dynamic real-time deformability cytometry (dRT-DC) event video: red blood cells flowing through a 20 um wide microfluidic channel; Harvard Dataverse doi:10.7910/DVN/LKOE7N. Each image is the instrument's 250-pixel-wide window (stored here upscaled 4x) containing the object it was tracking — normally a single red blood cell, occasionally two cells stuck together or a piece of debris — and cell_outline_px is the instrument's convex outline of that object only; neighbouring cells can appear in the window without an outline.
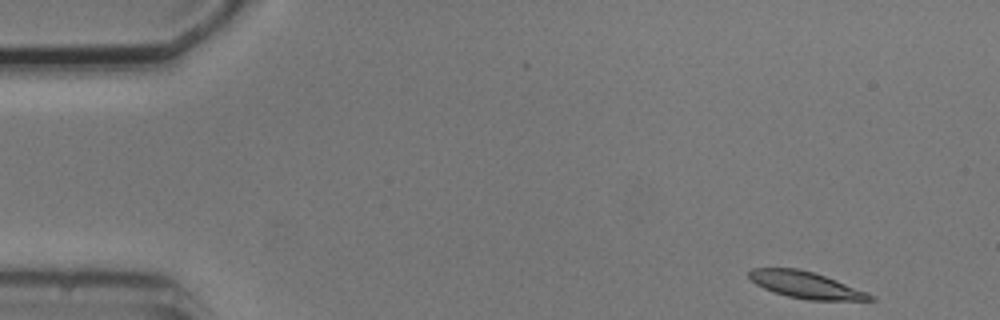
{"species": "common noctule bat (a hibernating species)", "species_latin": "Nyctalus noctula", "temperature_condition": "cold", "stored_images_in_passage": 7, "camera_frame_rate_fps": 3000, "um_per_image_px": 0.085, "animal": {"sex": "male", "body_mass_g": 20.5, "forearm_length_mm": 52.5}, "frame": {"image": 1, "passage_image": 1, "time_ms": 0.0, "image_size_px": [1000, 320], "cell_outline_px": [[876, 300], [808, 300], [788, 296], [764, 288], [756, 284], [748, 276], [748, 272], [752, 268], [796, 268], [812, 272], [836, 280], [868, 292], [876, 296]], "centroid_in_image_um": [68.52, 24.22], "position_along_channel_um": 16.5, "area_um2": 18.61}}
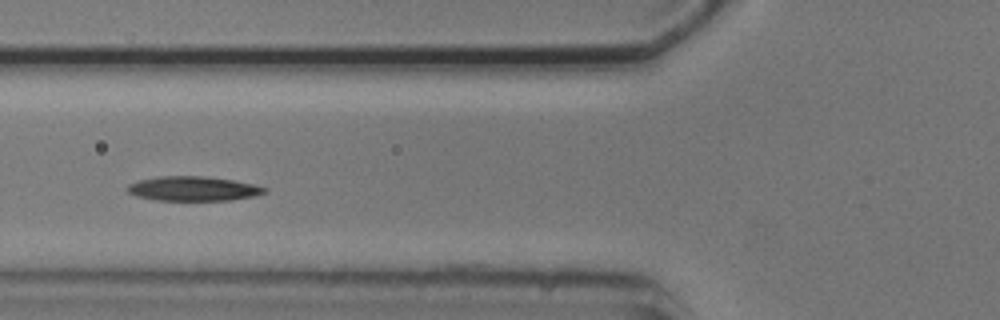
{"frame": {"image": 2, "passage_image": 5, "time_ms": 5.333, "image_size_px": [1000, 320], "cell_outline_px": [[268, 192], [252, 196], [228, 200], [156, 200], [136, 196], [128, 192], [124, 188], [128, 184], [140, 180], [160, 176], [204, 176], [232, 180], [256, 184], [268, 188]], "centroid_in_image_um": [16.42, 16.03], "position_along_channel_um": 109.4, "area_um2": 19.59}}
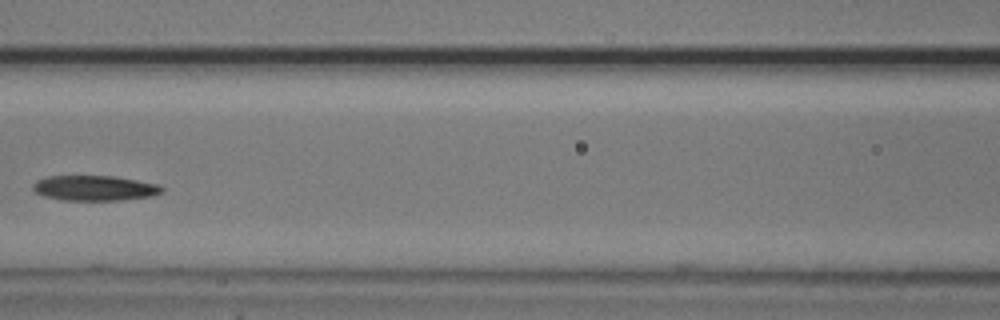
{"frame": {"image": 3, "passage_image": 6, "time_ms": 6.667, "image_size_px": [1000, 320], "cell_outline_px": [[164, 192], [152, 196], [120, 200], [60, 200], [44, 196], [36, 192], [32, 188], [32, 184], [36, 180], [48, 176], [116, 176], [156, 184], [164, 188]], "centroid_in_image_um": [8.03, 15.98], "position_along_channel_um": 158.6, "area_um2": 18.96}}